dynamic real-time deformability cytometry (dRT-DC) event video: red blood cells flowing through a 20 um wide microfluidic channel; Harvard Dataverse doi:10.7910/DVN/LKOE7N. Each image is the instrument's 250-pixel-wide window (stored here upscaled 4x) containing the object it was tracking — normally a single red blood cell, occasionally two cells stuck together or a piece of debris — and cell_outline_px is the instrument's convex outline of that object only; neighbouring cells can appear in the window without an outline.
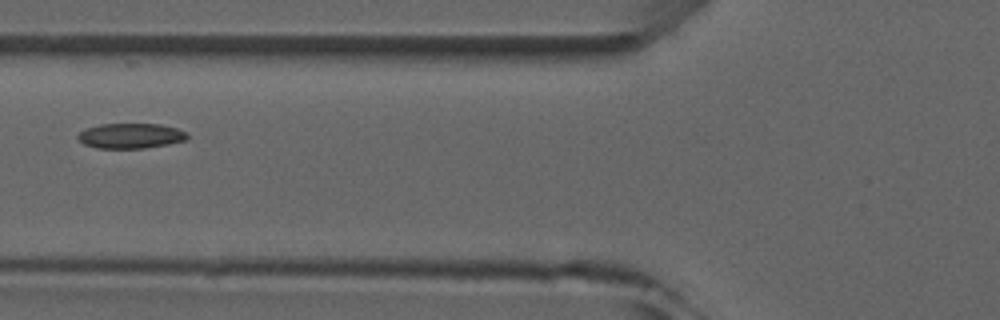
{"species": "common noctule bat (a hibernating species)", "species_latin": "Nyctalus noctula", "temperature_condition": "room temperature", "stored_images_in_passage": 6, "camera_frame_rate_fps": 3000, "um_per_image_px": 0.085, "animal": {"sex": "male", "forearm_length_mm": 52.5}, "frame": {"image": 1, "passage_image": 6, "time_ms": 6.0, "image_size_px": [1000, 320], "cell_outline_px": [[188, 136], [184, 140], [168, 144], [144, 148], [100, 148], [84, 144], [76, 136], [80, 132], [88, 128], [100, 124], [160, 124], [176, 128], [188, 132]], "centroid_in_image_um": [11.12, 11.54], "position_along_channel_um": 114.7, "area_um2": 15.84}}